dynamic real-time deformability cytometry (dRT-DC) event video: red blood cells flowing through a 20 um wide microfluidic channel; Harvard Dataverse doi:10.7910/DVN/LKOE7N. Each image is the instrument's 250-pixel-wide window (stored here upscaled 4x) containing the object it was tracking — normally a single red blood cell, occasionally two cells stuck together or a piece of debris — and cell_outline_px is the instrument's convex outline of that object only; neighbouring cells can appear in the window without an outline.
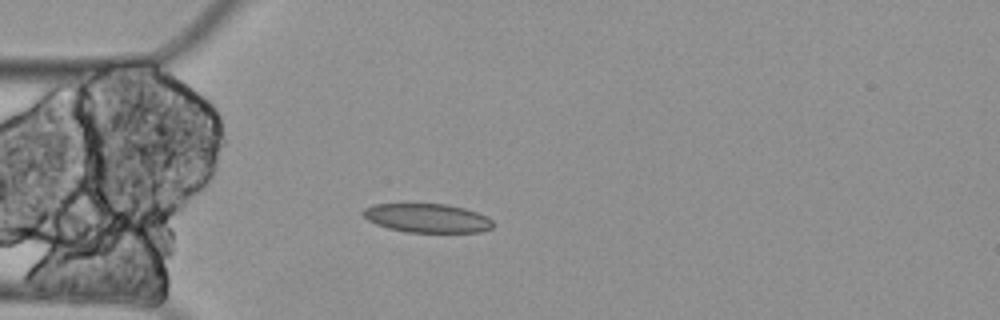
{"species": "Egyptian fruit bat (a non-hibernating species)", "species_latin": "Rousettus aegyptiacus", "temperature_condition": "cold", "stored_images_in_passage": 4, "camera_frame_rate_fps": 3000, "um_per_image_px": 0.085, "animal": {"sex": "female"}, "frame": {"image": 1, "passage_image": 4, "time_ms": 1.0, "image_size_px": [1000, 320], "cell_outline_px": [[492, 228], [480, 232], [408, 232], [388, 228], [376, 224], [368, 220], [360, 212], [364, 208], [376, 204], [448, 204], [464, 208], [488, 216], [492, 220]], "centroid_in_image_um": [36.31, 18.53], "position_along_channel_um": 48.7, "area_um2": 21.85}}